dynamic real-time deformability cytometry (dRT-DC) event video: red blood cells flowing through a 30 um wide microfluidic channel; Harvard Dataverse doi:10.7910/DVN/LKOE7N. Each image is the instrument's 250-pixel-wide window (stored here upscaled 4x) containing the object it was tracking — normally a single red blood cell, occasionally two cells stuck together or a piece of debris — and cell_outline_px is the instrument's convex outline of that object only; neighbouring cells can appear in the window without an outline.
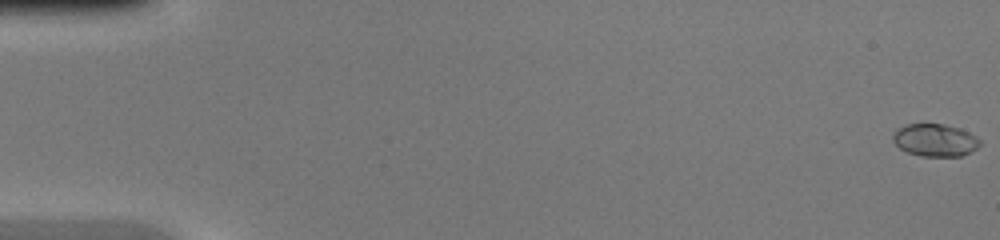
{"species": "common noctule bat (a hibernating species)", "species_latin": "Nyctalus noctula", "temperature_condition": "warm", "stored_images_in_passage": 47, "camera_frame_rate_fps": 3000, "um_per_image_px": 0.085, "animal": {"sex": "female", "body_mass_g": 20.0, "forearm_length_mm": 54.0}, "frame": {"image": 1, "passage_image": 1, "time_ms": 0.0, "image_size_px": [1000, 240], "cell_outline_px": [[980, 144], [972, 152], [960, 156], [920, 156], [908, 152], [900, 148], [892, 140], [892, 136], [896, 128], [904, 124], [944, 124], [960, 128], [976, 136], [980, 140]], "centroid_in_image_um": [79.46, 11.9], "position_along_channel_um": 5.5, "area_um2": 16.59}}
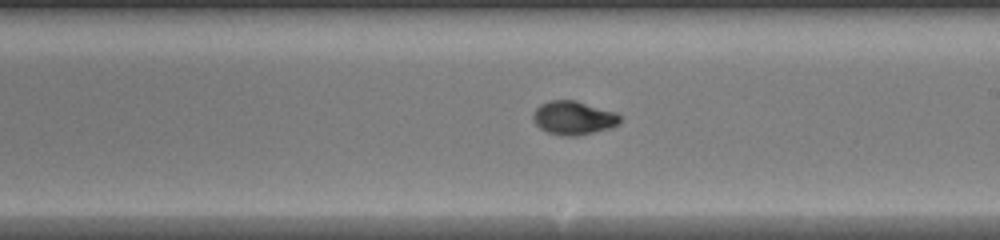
{"frame": {"image": 2, "passage_image": 28, "time_ms": 9.0, "image_size_px": [1000, 240], "cell_outline_px": [[620, 124], [612, 128], [576, 136], [560, 136], [548, 132], [540, 128], [532, 120], [532, 116], [536, 108], [540, 104], [548, 100], [576, 100], [616, 112], [620, 116]], "centroid_in_image_um": [48.75, 10.02], "position_along_channel_um": 240.3, "area_um2": 17.28}}
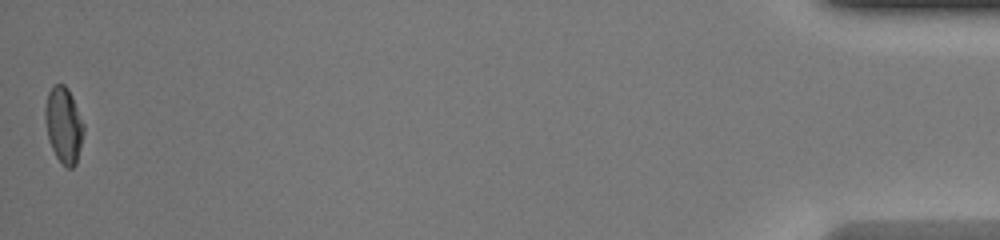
{"frame": {"image": 3, "passage_image": 47, "time_ms": 15.333, "image_size_px": [1000, 240], "cell_outline_px": [[84, 132], [76, 164], [72, 168], [68, 168], [56, 156], [48, 140], [44, 120], [44, 108], [48, 92], [52, 84], [64, 84], [68, 88], [72, 96], [84, 124]], "centroid_in_image_um": [5.39, 10.59], "position_along_channel_um": 429.8, "area_um2": 17.17}}